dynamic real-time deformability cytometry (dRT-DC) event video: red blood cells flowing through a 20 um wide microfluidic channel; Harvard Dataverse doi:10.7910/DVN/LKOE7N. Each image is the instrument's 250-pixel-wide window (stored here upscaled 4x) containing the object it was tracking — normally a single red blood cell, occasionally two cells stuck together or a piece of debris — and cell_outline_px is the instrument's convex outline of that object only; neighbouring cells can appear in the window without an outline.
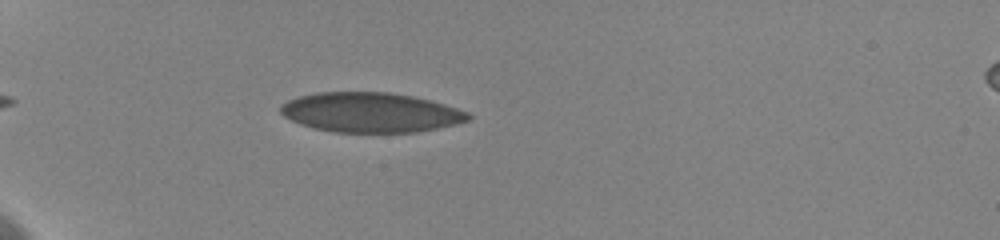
{"species": "human", "species_latin": "Homo sapiens", "temperature_condition": "cold", "stored_images_in_passage": 20, "camera_frame_rate_fps": 3000, "um_per_image_px": 0.085, "donor": {"sex": "female"}, "frame": {"image": 1, "passage_image": 6, "time_ms": 1.667, "image_size_px": [1000, 240], "cell_outline_px": [[472, 116], [468, 120], [436, 128], [416, 132], [336, 132], [312, 128], [300, 124], [284, 116], [280, 112], [280, 104], [288, 100], [300, 96], [316, 92], [388, 92], [412, 96], [444, 104], [468, 112]], "centroid_in_image_um": [31.45, 9.55], "position_along_channel_um": 53.5, "area_um2": 43.23}}